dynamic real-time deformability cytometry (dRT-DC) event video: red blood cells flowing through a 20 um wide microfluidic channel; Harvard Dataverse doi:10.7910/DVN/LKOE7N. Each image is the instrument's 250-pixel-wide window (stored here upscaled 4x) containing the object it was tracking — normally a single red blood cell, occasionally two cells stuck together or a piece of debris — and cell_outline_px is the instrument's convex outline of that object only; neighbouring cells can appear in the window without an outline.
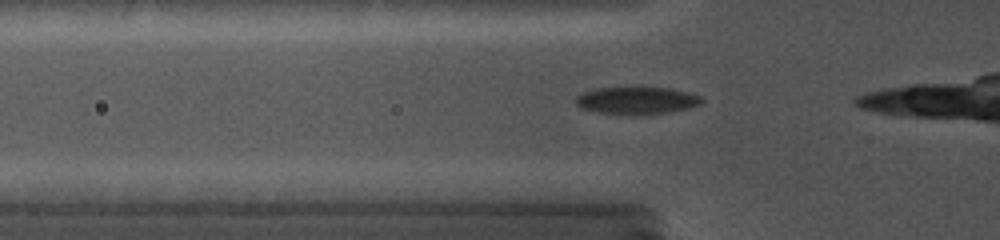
{"species": "common noctule bat (a hibernating species)", "species_latin": "Nyctalus noctula", "temperature_condition": "cold", "stored_images_in_passage": 20, "camera_frame_rate_fps": 5000, "um_per_image_px": 0.085, "animal": {"sex": "female", "body_mass_g": 19.0, "forearm_length_mm": 56.7}, "frame": {"image": 1, "passage_image": 4, "time_ms": 0.6, "image_size_px": [1000, 240], "cell_outline_px": [[704, 100], [700, 104], [688, 108], [668, 112], [600, 112], [580, 108], [576, 104], [576, 96], [584, 92], [596, 88], [640, 84], [668, 88], [688, 92], [700, 96]], "centroid_in_image_um": [54.12, 8.44], "position_along_channel_um": 71.7, "area_um2": 20.06}}
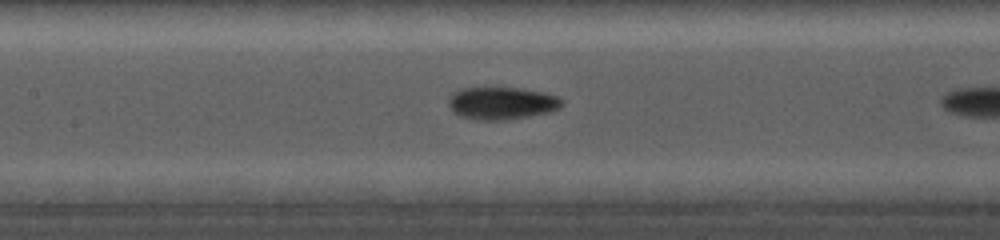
{"frame": {"image": 2, "passage_image": 12, "time_ms": 3.0, "image_size_px": [1000, 240], "cell_outline_px": [[564, 104], [560, 108], [548, 112], [508, 120], [476, 120], [460, 116], [452, 112], [448, 104], [448, 100], [452, 92], [460, 88], [524, 88], [544, 92], [556, 96], [564, 100]], "centroid_in_image_um": [42.63, 8.77], "position_along_channel_um": 164.8, "area_um2": 21.73}}